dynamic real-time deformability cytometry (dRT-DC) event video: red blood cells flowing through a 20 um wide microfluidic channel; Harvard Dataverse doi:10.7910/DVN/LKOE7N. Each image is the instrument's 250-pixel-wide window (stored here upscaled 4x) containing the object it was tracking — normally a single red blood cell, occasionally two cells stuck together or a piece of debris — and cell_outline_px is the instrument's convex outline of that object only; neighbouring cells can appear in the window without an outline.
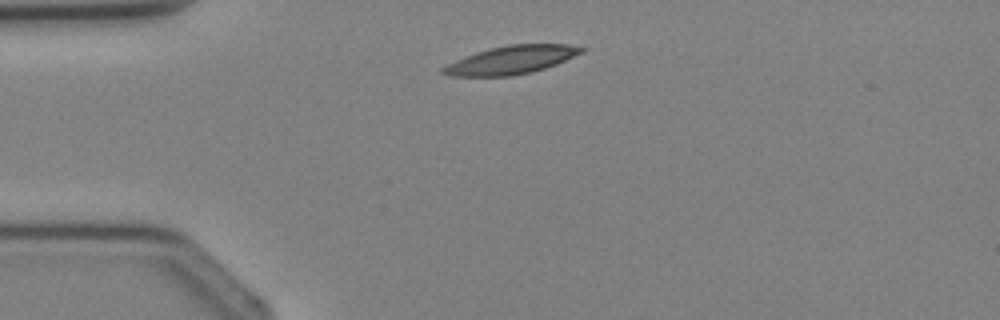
{"species": "Egyptian fruit bat (a non-hibernating species)", "species_latin": "Rousettus aegyptiacus", "temperature_condition": "cold", "stored_images_in_passage": 1, "camera_frame_rate_fps": 3000, "um_per_image_px": 0.085, "animal": {"sex": "female"}, "frame": {"image": 1, "passage_image": 1, "time_ms": 0.0, "image_size_px": [1000, 320], "cell_outline_px": [[584, 52], [556, 64], [532, 72], [512, 76], [452, 76], [440, 72], [440, 68], [456, 60], [476, 52], [508, 44], [568, 44], [584, 48]], "centroid_in_image_um": [43.46, 5.1], "position_along_channel_um": 41.5, "area_um2": 22.6}}